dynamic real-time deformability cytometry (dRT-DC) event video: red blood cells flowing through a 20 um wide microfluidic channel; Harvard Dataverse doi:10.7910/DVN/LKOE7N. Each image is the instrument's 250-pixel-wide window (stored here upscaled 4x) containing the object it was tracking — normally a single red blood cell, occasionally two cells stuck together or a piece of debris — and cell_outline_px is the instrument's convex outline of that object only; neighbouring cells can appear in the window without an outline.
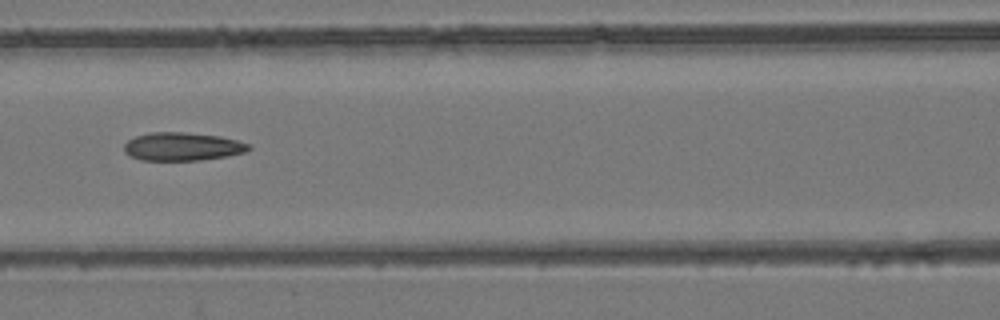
{"species": "common noctule bat (a hibernating species)", "species_latin": "Nyctalus noctula", "temperature_condition": "room temperature", "stored_images_in_passage": 4, "camera_frame_rate_fps": 3000, "um_per_image_px": 0.085, "animal": {"sex": "female", "body_mass_g": 24.6, "forearm_length_mm": 56.2}, "frame": {"image": 1, "passage_image": 4, "time_ms": 4.333, "image_size_px": [1000, 320], "cell_outline_px": [[252, 148], [244, 152], [228, 156], [200, 160], [140, 160], [124, 152], [124, 144], [128, 140], [136, 136], [148, 132], [184, 132], [220, 136], [252, 144]], "centroid_in_image_um": [15.52, 12.45], "position_along_channel_um": 151.1, "area_um2": 20.58}}